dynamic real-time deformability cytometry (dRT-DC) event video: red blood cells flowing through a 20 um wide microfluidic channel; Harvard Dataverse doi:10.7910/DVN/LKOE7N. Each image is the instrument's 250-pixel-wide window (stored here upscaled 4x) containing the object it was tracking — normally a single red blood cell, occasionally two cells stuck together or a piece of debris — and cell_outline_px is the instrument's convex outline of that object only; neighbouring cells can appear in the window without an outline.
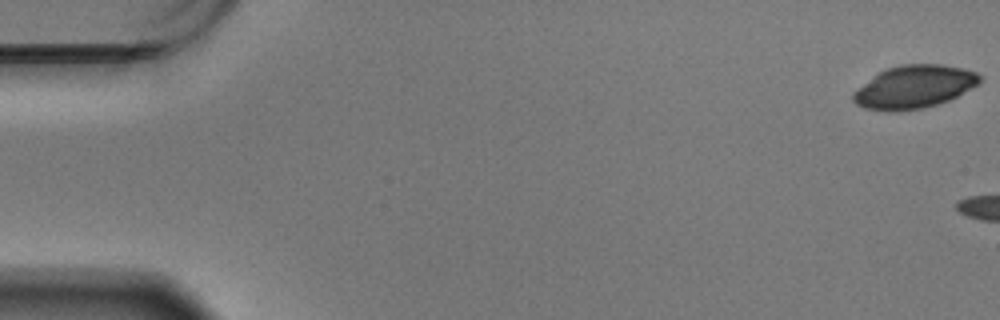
{"species": "Egyptian fruit bat (a non-hibernating species)", "species_latin": "Rousettus aegyptiacus", "temperature_condition": "warm", "stored_images_in_passage": 10, "camera_frame_rate_fps": 3000, "um_per_image_px": 0.085, "animal": {"sex": "male"}, "frame": {"image": 1, "passage_image": 1, "time_ms": 0.0, "image_size_px": [1000, 320], "cell_outline_px": [[980, 80], [976, 84], [956, 96], [948, 100], [924, 108], [896, 112], [888, 112], [864, 108], [856, 104], [852, 100], [852, 92], [880, 72], [888, 68], [900, 64], [940, 64], [960, 68], [976, 72], [980, 76]], "centroid_in_image_um": [77.64, 7.4], "position_along_channel_um": 7.4, "area_um2": 31.33}}